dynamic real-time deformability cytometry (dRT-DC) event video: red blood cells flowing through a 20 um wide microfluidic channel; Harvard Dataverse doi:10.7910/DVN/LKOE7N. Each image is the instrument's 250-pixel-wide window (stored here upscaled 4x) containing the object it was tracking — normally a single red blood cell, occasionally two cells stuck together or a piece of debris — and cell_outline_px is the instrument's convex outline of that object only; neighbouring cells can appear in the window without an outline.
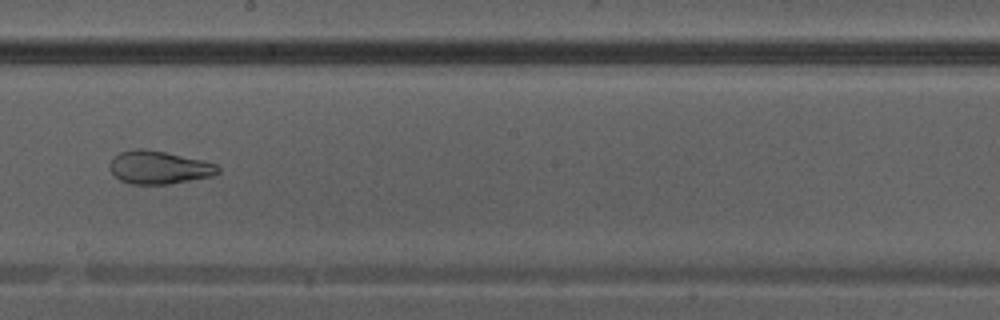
{"species": "Egyptian fruit bat (a non-hibernating species)", "species_latin": "Rousettus aegyptiacus", "temperature_condition": "warm", "stored_images_in_passage": 38, "camera_frame_rate_fps": 3000, "um_per_image_px": 0.085, "animal": {"sex": "male"}, "frame": {"image": 1, "passage_image": 22, "time_ms": 7.0, "image_size_px": [1000, 320], "cell_outline_px": [[220, 172], [212, 176], [168, 184], [132, 184], [120, 180], [108, 168], [108, 164], [120, 152], [136, 148], [144, 148], [164, 152], [200, 160], [216, 164], [220, 168]], "centroid_in_image_um": [13.49, 14.23], "position_along_channel_um": 234.7, "area_um2": 20.63}}